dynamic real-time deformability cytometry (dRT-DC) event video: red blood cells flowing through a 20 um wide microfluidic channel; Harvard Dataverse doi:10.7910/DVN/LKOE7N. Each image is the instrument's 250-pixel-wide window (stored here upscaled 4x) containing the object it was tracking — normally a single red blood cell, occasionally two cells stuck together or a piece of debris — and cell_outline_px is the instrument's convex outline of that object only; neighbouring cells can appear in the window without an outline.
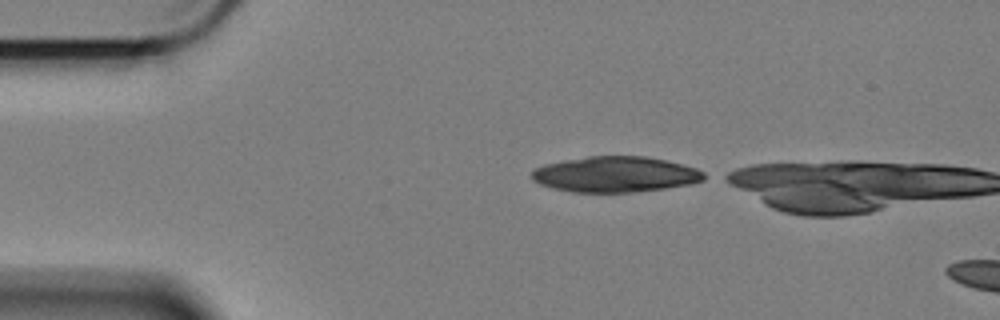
{"species": "Egyptian fruit bat (a non-hibernating species)", "species_latin": "Rousettus aegyptiacus", "temperature_condition": "cold", "stored_images_in_passage": 6, "camera_frame_rate_fps": 3000, "um_per_image_px": 0.085, "animal": {"sex": "female"}, "frame": {"image": 1, "passage_image": 1, "time_ms": 0.0, "image_size_px": [1000, 320], "cell_outline_px": [[712, 176], [704, 180], [692, 184], [636, 192], [572, 192], [552, 188], [540, 184], [532, 180], [532, 172], [536, 168], [544, 164], [564, 160], [588, 156], [644, 156], [664, 160], [696, 168]], "centroid_in_image_um": [52.34, 14.82], "position_along_channel_um": 32.7, "area_um2": 35.95}}